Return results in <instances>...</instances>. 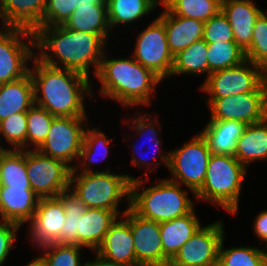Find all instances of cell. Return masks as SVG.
I'll list each match as a JSON object with an SVG mask.
<instances>
[{"mask_svg": "<svg viewBox=\"0 0 267 266\" xmlns=\"http://www.w3.org/2000/svg\"><path fill=\"white\" fill-rule=\"evenodd\" d=\"M33 33L35 57L38 60L52 67L76 71L92 81L95 80L93 77L109 46L101 35L75 31L64 25L41 26Z\"/></svg>", "mask_w": 267, "mask_h": 266, "instance_id": "1", "label": "cell"}, {"mask_svg": "<svg viewBox=\"0 0 267 266\" xmlns=\"http://www.w3.org/2000/svg\"><path fill=\"white\" fill-rule=\"evenodd\" d=\"M30 65L35 104L54 117H89L85 99H96L92 80L73 70L46 65L36 57Z\"/></svg>", "mask_w": 267, "mask_h": 266, "instance_id": "2", "label": "cell"}, {"mask_svg": "<svg viewBox=\"0 0 267 266\" xmlns=\"http://www.w3.org/2000/svg\"><path fill=\"white\" fill-rule=\"evenodd\" d=\"M108 49L100 62L95 79L100 83L98 92L101 97L116 101L122 108L140 109L151 106L156 89L163 80L152 70L143 67L132 55L128 57H108Z\"/></svg>", "mask_w": 267, "mask_h": 266, "instance_id": "3", "label": "cell"}, {"mask_svg": "<svg viewBox=\"0 0 267 266\" xmlns=\"http://www.w3.org/2000/svg\"><path fill=\"white\" fill-rule=\"evenodd\" d=\"M156 179V184L149 187L145 185L147 181L151 182L150 177L144 178L141 175L131 181L130 208L136 214L162 223L185 216L194 209L195 200L193 201L188 196L190 192L195 197L191 189L168 178L158 179L156 177Z\"/></svg>", "mask_w": 267, "mask_h": 266, "instance_id": "4", "label": "cell"}, {"mask_svg": "<svg viewBox=\"0 0 267 266\" xmlns=\"http://www.w3.org/2000/svg\"><path fill=\"white\" fill-rule=\"evenodd\" d=\"M248 169L234 156L212 154L206 171L204 184L195 193V200H203L230 215H237L243 183Z\"/></svg>", "mask_w": 267, "mask_h": 266, "instance_id": "5", "label": "cell"}, {"mask_svg": "<svg viewBox=\"0 0 267 266\" xmlns=\"http://www.w3.org/2000/svg\"><path fill=\"white\" fill-rule=\"evenodd\" d=\"M93 172L71 173L69 189L87 208L116 212L119 216L130 208L131 181L136 176L129 173ZM126 201V209L120 210V203Z\"/></svg>", "mask_w": 267, "mask_h": 266, "instance_id": "6", "label": "cell"}, {"mask_svg": "<svg viewBox=\"0 0 267 266\" xmlns=\"http://www.w3.org/2000/svg\"><path fill=\"white\" fill-rule=\"evenodd\" d=\"M205 99H218L246 92H267V73L249 60L212 72L200 83Z\"/></svg>", "mask_w": 267, "mask_h": 266, "instance_id": "7", "label": "cell"}, {"mask_svg": "<svg viewBox=\"0 0 267 266\" xmlns=\"http://www.w3.org/2000/svg\"><path fill=\"white\" fill-rule=\"evenodd\" d=\"M169 180L186 186L196 193L204 184L208 162L212 155L208 144L198 131L182 146L169 150Z\"/></svg>", "mask_w": 267, "mask_h": 266, "instance_id": "8", "label": "cell"}, {"mask_svg": "<svg viewBox=\"0 0 267 266\" xmlns=\"http://www.w3.org/2000/svg\"><path fill=\"white\" fill-rule=\"evenodd\" d=\"M136 109L135 111V114L129 116L128 115V119L126 118V121H125V118H124V124L130 126V132H133L134 134V138L137 139V141L141 140L139 137H143V140L145 139V142H142V146L139 145V144H134L132 143L133 140L131 139V137L129 138V136L127 137L128 139L125 140V141H131V144H128V146L130 147V149H132V157H131V166L139 169L141 168V170H145L144 174H146L145 178H149V172L150 171H155V175H156V171H158V166H166V168H168V164H169V150H167L168 152H164L162 151L164 148H162L163 146V141L160 136L162 134V125H160L161 123L159 122V115H155L154 113H140L138 110ZM135 115V116H134ZM137 115V116H136ZM131 117V118H130ZM128 121V122H127ZM132 130V131H131ZM136 134V136H135ZM139 136V137H138ZM131 139V140H130ZM141 142V141H140ZM146 143H149L151 144L150 148H146L148 151L149 149L152 151L153 149L156 151V153L158 154V156H156L157 154L153 151V153L151 154L152 157L149 159H151L149 161L148 157L147 156H144L143 155L147 154V151L145 150H142L140 153H138L137 151H140V149L142 147H147ZM143 144H146V145H143ZM140 149H138V146ZM141 146V147H140ZM134 150V151H133ZM158 150V152H157ZM143 152V153H142ZM145 152V153H144ZM150 152V151H149ZM164 152V153H163ZM142 156V157H141ZM160 160H158V158ZM156 159V160H155ZM162 164V165H161ZM143 165L145 166L144 169L143 168ZM151 168V169H150ZM148 170V171H147Z\"/></svg>", "mask_w": 267, "mask_h": 266, "instance_id": "9", "label": "cell"}, {"mask_svg": "<svg viewBox=\"0 0 267 266\" xmlns=\"http://www.w3.org/2000/svg\"><path fill=\"white\" fill-rule=\"evenodd\" d=\"M34 57L35 38L32 31L0 26V84L26 76Z\"/></svg>", "mask_w": 267, "mask_h": 266, "instance_id": "10", "label": "cell"}, {"mask_svg": "<svg viewBox=\"0 0 267 266\" xmlns=\"http://www.w3.org/2000/svg\"><path fill=\"white\" fill-rule=\"evenodd\" d=\"M89 117H55L43 144L42 154L63 161L73 169L79 159Z\"/></svg>", "mask_w": 267, "mask_h": 266, "instance_id": "11", "label": "cell"}, {"mask_svg": "<svg viewBox=\"0 0 267 266\" xmlns=\"http://www.w3.org/2000/svg\"><path fill=\"white\" fill-rule=\"evenodd\" d=\"M150 24L136 34L132 57L143 67L152 70L163 81L168 80L174 57L169 51L164 23L155 17Z\"/></svg>", "mask_w": 267, "mask_h": 266, "instance_id": "12", "label": "cell"}, {"mask_svg": "<svg viewBox=\"0 0 267 266\" xmlns=\"http://www.w3.org/2000/svg\"><path fill=\"white\" fill-rule=\"evenodd\" d=\"M25 165L31 189L39 198L57 197L69 189L72 169L63 161L25 150Z\"/></svg>", "mask_w": 267, "mask_h": 266, "instance_id": "13", "label": "cell"}, {"mask_svg": "<svg viewBox=\"0 0 267 266\" xmlns=\"http://www.w3.org/2000/svg\"><path fill=\"white\" fill-rule=\"evenodd\" d=\"M204 101L210 112L209 120H236L249 125L267 117V92H246Z\"/></svg>", "mask_w": 267, "mask_h": 266, "instance_id": "14", "label": "cell"}, {"mask_svg": "<svg viewBox=\"0 0 267 266\" xmlns=\"http://www.w3.org/2000/svg\"><path fill=\"white\" fill-rule=\"evenodd\" d=\"M224 220L201 226L171 260L182 266H209L218 256L225 236Z\"/></svg>", "mask_w": 267, "mask_h": 266, "instance_id": "15", "label": "cell"}, {"mask_svg": "<svg viewBox=\"0 0 267 266\" xmlns=\"http://www.w3.org/2000/svg\"><path fill=\"white\" fill-rule=\"evenodd\" d=\"M65 207L57 197L39 198L35 214L27 224L31 246L35 249L55 244L64 225Z\"/></svg>", "mask_w": 267, "mask_h": 266, "instance_id": "16", "label": "cell"}, {"mask_svg": "<svg viewBox=\"0 0 267 266\" xmlns=\"http://www.w3.org/2000/svg\"><path fill=\"white\" fill-rule=\"evenodd\" d=\"M133 234L136 261L141 266H159L164 263L160 223L142 218L131 208L122 216Z\"/></svg>", "mask_w": 267, "mask_h": 266, "instance_id": "17", "label": "cell"}, {"mask_svg": "<svg viewBox=\"0 0 267 266\" xmlns=\"http://www.w3.org/2000/svg\"><path fill=\"white\" fill-rule=\"evenodd\" d=\"M39 197L31 187L0 185V221L24 227L35 214Z\"/></svg>", "mask_w": 267, "mask_h": 266, "instance_id": "18", "label": "cell"}, {"mask_svg": "<svg viewBox=\"0 0 267 266\" xmlns=\"http://www.w3.org/2000/svg\"><path fill=\"white\" fill-rule=\"evenodd\" d=\"M96 252L117 263L141 266L136 261L130 224L122 216L118 217L110 226Z\"/></svg>", "mask_w": 267, "mask_h": 266, "instance_id": "19", "label": "cell"}, {"mask_svg": "<svg viewBox=\"0 0 267 266\" xmlns=\"http://www.w3.org/2000/svg\"><path fill=\"white\" fill-rule=\"evenodd\" d=\"M234 32V41L245 51L251 43L253 27L264 12L255 0H229L221 4Z\"/></svg>", "mask_w": 267, "mask_h": 266, "instance_id": "20", "label": "cell"}, {"mask_svg": "<svg viewBox=\"0 0 267 266\" xmlns=\"http://www.w3.org/2000/svg\"><path fill=\"white\" fill-rule=\"evenodd\" d=\"M158 18L164 23L168 48L173 57L203 39L204 22L171 14L164 6Z\"/></svg>", "mask_w": 267, "mask_h": 266, "instance_id": "21", "label": "cell"}, {"mask_svg": "<svg viewBox=\"0 0 267 266\" xmlns=\"http://www.w3.org/2000/svg\"><path fill=\"white\" fill-rule=\"evenodd\" d=\"M47 0H0L2 27H19L34 32L41 27Z\"/></svg>", "mask_w": 267, "mask_h": 266, "instance_id": "22", "label": "cell"}, {"mask_svg": "<svg viewBox=\"0 0 267 266\" xmlns=\"http://www.w3.org/2000/svg\"><path fill=\"white\" fill-rule=\"evenodd\" d=\"M112 138H108L106 133L99 127H93V124H89L84 133L83 145L81 147L79 159L75 167L71 170V173H93V172H108L111 171L108 165L104 170H97L93 167H97V163L109 157V151ZM94 164V165H93ZM104 170V171H103Z\"/></svg>", "mask_w": 267, "mask_h": 266, "instance_id": "23", "label": "cell"}, {"mask_svg": "<svg viewBox=\"0 0 267 266\" xmlns=\"http://www.w3.org/2000/svg\"><path fill=\"white\" fill-rule=\"evenodd\" d=\"M246 127L247 124L236 120H208L200 133L212 154L234 156L237 140Z\"/></svg>", "mask_w": 267, "mask_h": 266, "instance_id": "24", "label": "cell"}, {"mask_svg": "<svg viewBox=\"0 0 267 266\" xmlns=\"http://www.w3.org/2000/svg\"><path fill=\"white\" fill-rule=\"evenodd\" d=\"M64 26L75 31L99 34L110 43L108 39L112 30L108 21L106 1L80 2Z\"/></svg>", "mask_w": 267, "mask_h": 266, "instance_id": "25", "label": "cell"}, {"mask_svg": "<svg viewBox=\"0 0 267 266\" xmlns=\"http://www.w3.org/2000/svg\"><path fill=\"white\" fill-rule=\"evenodd\" d=\"M195 209L185 216L160 223L164 263L172 260L182 245L202 226Z\"/></svg>", "mask_w": 267, "mask_h": 266, "instance_id": "26", "label": "cell"}, {"mask_svg": "<svg viewBox=\"0 0 267 266\" xmlns=\"http://www.w3.org/2000/svg\"><path fill=\"white\" fill-rule=\"evenodd\" d=\"M118 217L113 211L87 208L79 217L78 245L96 251Z\"/></svg>", "mask_w": 267, "mask_h": 266, "instance_id": "27", "label": "cell"}, {"mask_svg": "<svg viewBox=\"0 0 267 266\" xmlns=\"http://www.w3.org/2000/svg\"><path fill=\"white\" fill-rule=\"evenodd\" d=\"M34 104L33 82L30 73L13 82L0 84V121Z\"/></svg>", "mask_w": 267, "mask_h": 266, "instance_id": "28", "label": "cell"}, {"mask_svg": "<svg viewBox=\"0 0 267 266\" xmlns=\"http://www.w3.org/2000/svg\"><path fill=\"white\" fill-rule=\"evenodd\" d=\"M234 157L248 169L256 161L267 162V117L260 122L247 125L237 140Z\"/></svg>", "mask_w": 267, "mask_h": 266, "instance_id": "29", "label": "cell"}, {"mask_svg": "<svg viewBox=\"0 0 267 266\" xmlns=\"http://www.w3.org/2000/svg\"><path fill=\"white\" fill-rule=\"evenodd\" d=\"M108 21L113 31L117 27L138 24L158 9L156 0H106ZM126 25V26H125Z\"/></svg>", "mask_w": 267, "mask_h": 266, "instance_id": "30", "label": "cell"}, {"mask_svg": "<svg viewBox=\"0 0 267 266\" xmlns=\"http://www.w3.org/2000/svg\"><path fill=\"white\" fill-rule=\"evenodd\" d=\"M207 50L208 45L203 39L181 50L174 56L170 78L190 74L196 78L206 74L203 80L204 82L208 78Z\"/></svg>", "mask_w": 267, "mask_h": 266, "instance_id": "31", "label": "cell"}, {"mask_svg": "<svg viewBox=\"0 0 267 266\" xmlns=\"http://www.w3.org/2000/svg\"><path fill=\"white\" fill-rule=\"evenodd\" d=\"M0 185L31 187L25 165V150L3 149L0 152Z\"/></svg>", "mask_w": 267, "mask_h": 266, "instance_id": "32", "label": "cell"}, {"mask_svg": "<svg viewBox=\"0 0 267 266\" xmlns=\"http://www.w3.org/2000/svg\"><path fill=\"white\" fill-rule=\"evenodd\" d=\"M58 197L65 207V222L56 243L78 245L79 217L85 213L87 206L70 189L63 191Z\"/></svg>", "mask_w": 267, "mask_h": 266, "instance_id": "33", "label": "cell"}, {"mask_svg": "<svg viewBox=\"0 0 267 266\" xmlns=\"http://www.w3.org/2000/svg\"><path fill=\"white\" fill-rule=\"evenodd\" d=\"M208 45V76L217 70L237 66L246 60L245 52L235 41H220Z\"/></svg>", "mask_w": 267, "mask_h": 266, "instance_id": "34", "label": "cell"}, {"mask_svg": "<svg viewBox=\"0 0 267 266\" xmlns=\"http://www.w3.org/2000/svg\"><path fill=\"white\" fill-rule=\"evenodd\" d=\"M164 7L171 14L204 23L221 11V4L217 0H169Z\"/></svg>", "mask_w": 267, "mask_h": 266, "instance_id": "35", "label": "cell"}, {"mask_svg": "<svg viewBox=\"0 0 267 266\" xmlns=\"http://www.w3.org/2000/svg\"><path fill=\"white\" fill-rule=\"evenodd\" d=\"M54 118L35 103L30 107L27 111L26 150H37L43 144Z\"/></svg>", "mask_w": 267, "mask_h": 266, "instance_id": "36", "label": "cell"}, {"mask_svg": "<svg viewBox=\"0 0 267 266\" xmlns=\"http://www.w3.org/2000/svg\"><path fill=\"white\" fill-rule=\"evenodd\" d=\"M83 249L86 248L79 245L55 243L36 251H41L39 254L46 266H85Z\"/></svg>", "mask_w": 267, "mask_h": 266, "instance_id": "37", "label": "cell"}, {"mask_svg": "<svg viewBox=\"0 0 267 266\" xmlns=\"http://www.w3.org/2000/svg\"><path fill=\"white\" fill-rule=\"evenodd\" d=\"M27 125V112L15 113L0 121V146L3 149L26 150Z\"/></svg>", "mask_w": 267, "mask_h": 266, "instance_id": "38", "label": "cell"}, {"mask_svg": "<svg viewBox=\"0 0 267 266\" xmlns=\"http://www.w3.org/2000/svg\"><path fill=\"white\" fill-rule=\"evenodd\" d=\"M225 236L219 247V257L226 266H267L263 249L255 245L225 247Z\"/></svg>", "mask_w": 267, "mask_h": 266, "instance_id": "39", "label": "cell"}, {"mask_svg": "<svg viewBox=\"0 0 267 266\" xmlns=\"http://www.w3.org/2000/svg\"><path fill=\"white\" fill-rule=\"evenodd\" d=\"M244 52L247 60L267 73V13L265 11L256 20L250 46Z\"/></svg>", "mask_w": 267, "mask_h": 266, "instance_id": "40", "label": "cell"}, {"mask_svg": "<svg viewBox=\"0 0 267 266\" xmlns=\"http://www.w3.org/2000/svg\"><path fill=\"white\" fill-rule=\"evenodd\" d=\"M80 0H47L41 26L64 25Z\"/></svg>", "mask_w": 267, "mask_h": 266, "instance_id": "41", "label": "cell"}, {"mask_svg": "<svg viewBox=\"0 0 267 266\" xmlns=\"http://www.w3.org/2000/svg\"><path fill=\"white\" fill-rule=\"evenodd\" d=\"M203 40L206 43L234 41L233 29L222 11L204 23Z\"/></svg>", "mask_w": 267, "mask_h": 266, "instance_id": "42", "label": "cell"}, {"mask_svg": "<svg viewBox=\"0 0 267 266\" xmlns=\"http://www.w3.org/2000/svg\"><path fill=\"white\" fill-rule=\"evenodd\" d=\"M20 230L21 227L17 224L0 221V266L4 265L11 250L16 247Z\"/></svg>", "mask_w": 267, "mask_h": 266, "instance_id": "43", "label": "cell"}, {"mask_svg": "<svg viewBox=\"0 0 267 266\" xmlns=\"http://www.w3.org/2000/svg\"><path fill=\"white\" fill-rule=\"evenodd\" d=\"M253 220L252 231L263 245L267 241V209L257 213Z\"/></svg>", "mask_w": 267, "mask_h": 266, "instance_id": "44", "label": "cell"}, {"mask_svg": "<svg viewBox=\"0 0 267 266\" xmlns=\"http://www.w3.org/2000/svg\"><path fill=\"white\" fill-rule=\"evenodd\" d=\"M90 252L95 253L96 255L95 259L90 261L87 259L85 266H127L125 264L109 260L96 251H90Z\"/></svg>", "mask_w": 267, "mask_h": 266, "instance_id": "45", "label": "cell"}, {"mask_svg": "<svg viewBox=\"0 0 267 266\" xmlns=\"http://www.w3.org/2000/svg\"><path fill=\"white\" fill-rule=\"evenodd\" d=\"M25 266H46L44 260L41 258V256H36L32 258L31 261H28V263L25 264Z\"/></svg>", "mask_w": 267, "mask_h": 266, "instance_id": "46", "label": "cell"}, {"mask_svg": "<svg viewBox=\"0 0 267 266\" xmlns=\"http://www.w3.org/2000/svg\"><path fill=\"white\" fill-rule=\"evenodd\" d=\"M209 266H226L224 261L218 256Z\"/></svg>", "mask_w": 267, "mask_h": 266, "instance_id": "47", "label": "cell"}, {"mask_svg": "<svg viewBox=\"0 0 267 266\" xmlns=\"http://www.w3.org/2000/svg\"><path fill=\"white\" fill-rule=\"evenodd\" d=\"M159 266H182V265L176 264L173 261L168 260V261H166L165 263H163L162 265H159Z\"/></svg>", "mask_w": 267, "mask_h": 266, "instance_id": "48", "label": "cell"}, {"mask_svg": "<svg viewBox=\"0 0 267 266\" xmlns=\"http://www.w3.org/2000/svg\"><path fill=\"white\" fill-rule=\"evenodd\" d=\"M159 6H164L169 0H156Z\"/></svg>", "mask_w": 267, "mask_h": 266, "instance_id": "49", "label": "cell"}, {"mask_svg": "<svg viewBox=\"0 0 267 266\" xmlns=\"http://www.w3.org/2000/svg\"><path fill=\"white\" fill-rule=\"evenodd\" d=\"M80 1H81V2L90 3V2L106 1V0H80Z\"/></svg>", "mask_w": 267, "mask_h": 266, "instance_id": "50", "label": "cell"}, {"mask_svg": "<svg viewBox=\"0 0 267 266\" xmlns=\"http://www.w3.org/2000/svg\"><path fill=\"white\" fill-rule=\"evenodd\" d=\"M265 243H266L265 244L266 249L265 248L263 249V253H264L265 259L267 260V241Z\"/></svg>", "mask_w": 267, "mask_h": 266, "instance_id": "51", "label": "cell"}, {"mask_svg": "<svg viewBox=\"0 0 267 266\" xmlns=\"http://www.w3.org/2000/svg\"><path fill=\"white\" fill-rule=\"evenodd\" d=\"M220 4L226 2V1H229V0H217Z\"/></svg>", "mask_w": 267, "mask_h": 266, "instance_id": "52", "label": "cell"}]
</instances>
